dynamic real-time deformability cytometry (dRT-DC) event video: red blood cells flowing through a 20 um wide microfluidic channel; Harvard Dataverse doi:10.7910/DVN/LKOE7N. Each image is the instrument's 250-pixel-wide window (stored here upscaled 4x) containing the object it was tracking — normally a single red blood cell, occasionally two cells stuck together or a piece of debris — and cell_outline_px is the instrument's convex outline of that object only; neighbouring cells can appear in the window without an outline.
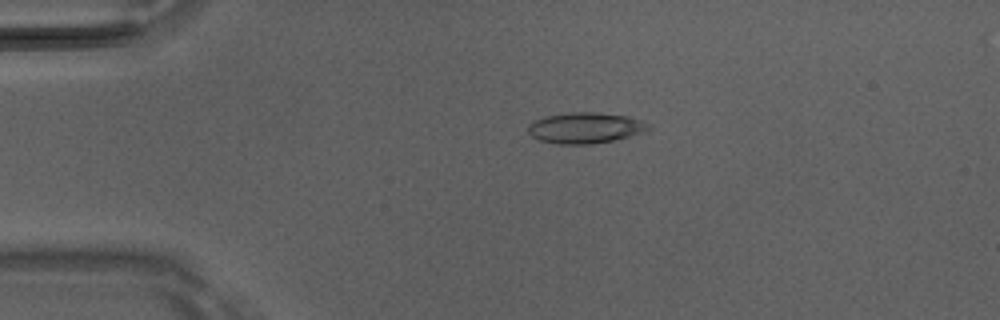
{"species": "Egyptian fruit bat (a non-hibernating species)", "species_latin": "Rousettus aegyptiacus", "temperature_condition": "room temperature", "stored_images_in_passage": 5, "camera_frame_rate_fps": 3000, "um_per_image_px": 0.085, "animal": {"sex": "male"}, "frame": {"image": 1, "passage_image": 4, "time_ms": 1.0, "image_size_px": [1000, 320], "cell_outline_px": [[652, 128], [648, 132], [612, 140], [588, 144], [556, 144], [540, 140], [532, 136], [528, 132], [528, 124], [544, 116], [568, 112], [592, 112], [628, 116], [652, 124]], "centroid_in_image_um": [49.79, 10.86], "position_along_channel_um": 35.2, "area_um2": 21.79}}